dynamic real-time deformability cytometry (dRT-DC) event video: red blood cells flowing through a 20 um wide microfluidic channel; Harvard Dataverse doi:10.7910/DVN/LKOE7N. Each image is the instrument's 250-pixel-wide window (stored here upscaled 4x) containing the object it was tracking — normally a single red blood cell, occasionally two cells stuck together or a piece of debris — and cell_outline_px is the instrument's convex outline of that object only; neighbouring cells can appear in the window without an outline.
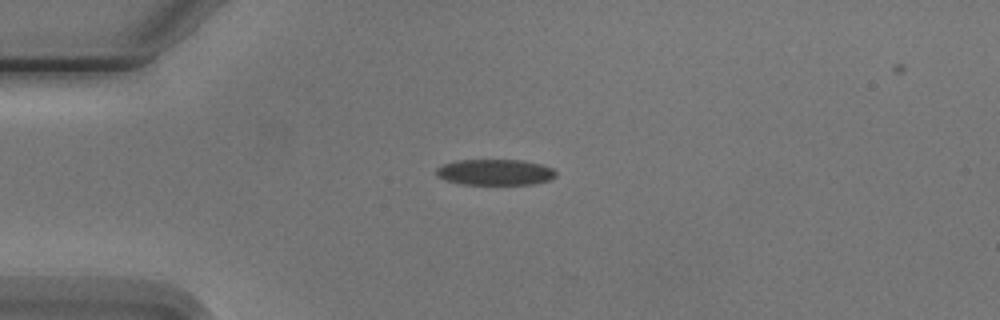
{"species": "Egyptian fruit bat (a non-hibernating species)", "species_latin": "Rousettus aegyptiacus", "temperature_condition": "cold", "stored_images_in_passage": 5, "camera_frame_rate_fps": 3000, "um_per_image_px": 0.085, "animal": {"sex": "male"}, "frame": {"image": 1, "passage_image": 1, "time_ms": 0.0, "image_size_px": [1000, 320], "cell_outline_px": [[556, 176], [548, 180], [532, 184], [460, 184], [444, 180], [436, 176], [436, 168], [444, 164], [456, 160], [524, 160], [540, 164], [552, 168], [556, 172]], "centroid_in_image_um": [42.05, 14.63], "position_along_channel_um": 43.0, "area_um2": 18.09}}
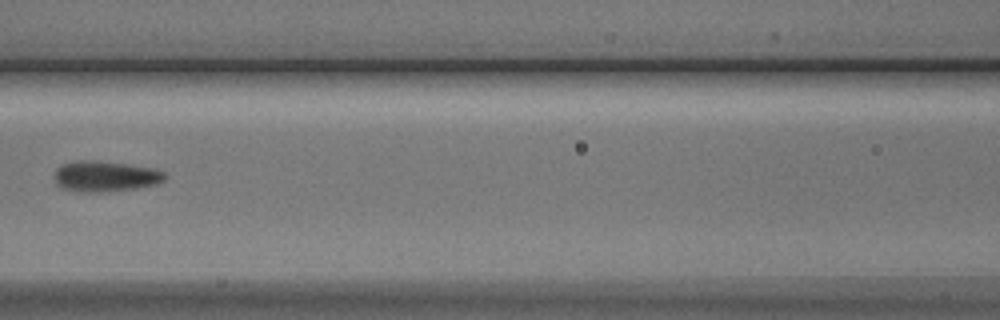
{"frame": {"image": 2, "passage_image": 4, "time_ms": 3.667, "image_size_px": [1000, 320], "cell_outline_px": [[168, 176], [164, 180], [156, 184], [136, 188], [100, 192], [84, 192], [60, 188], [56, 184], [56, 168], [64, 164], [80, 160], [96, 160], [128, 164], [152, 168], [164, 172]], "centroid_in_image_um": [8.96, 14.98], "position_along_channel_um": 157.6, "area_um2": 19.65}}
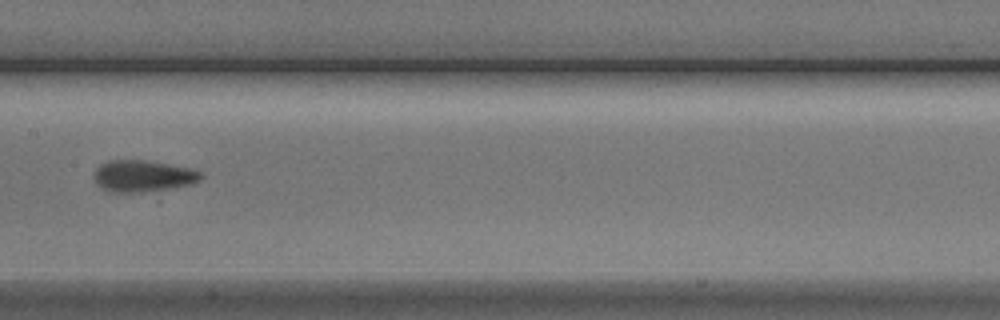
{"frame": {"image": 3, "passage_image": 5, "time_ms": 4.667, "image_size_px": [1000, 320], "cell_outline_px": [[204, 176], [200, 180], [192, 184], [172, 188], [144, 192], [108, 192], [100, 188], [96, 184], [92, 176], [96, 168], [100, 164], [108, 160], [144, 160], [168, 164], [188, 168], [200, 172]], "centroid_in_image_um": [12.09, 14.97], "position_along_channel_um": 195.3, "area_um2": 19.88}}